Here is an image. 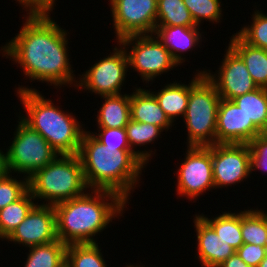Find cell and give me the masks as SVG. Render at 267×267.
<instances>
[{
	"instance_id": "8d00e7d4",
	"label": "cell",
	"mask_w": 267,
	"mask_h": 267,
	"mask_svg": "<svg viewBox=\"0 0 267 267\" xmlns=\"http://www.w3.org/2000/svg\"><path fill=\"white\" fill-rule=\"evenodd\" d=\"M218 267H251L247 265L237 253L231 255L226 261H224Z\"/></svg>"
},
{
	"instance_id": "f1b7e54d",
	"label": "cell",
	"mask_w": 267,
	"mask_h": 267,
	"mask_svg": "<svg viewBox=\"0 0 267 267\" xmlns=\"http://www.w3.org/2000/svg\"><path fill=\"white\" fill-rule=\"evenodd\" d=\"M98 243L69 244L66 249L67 267H107Z\"/></svg>"
},
{
	"instance_id": "484cf974",
	"label": "cell",
	"mask_w": 267,
	"mask_h": 267,
	"mask_svg": "<svg viewBox=\"0 0 267 267\" xmlns=\"http://www.w3.org/2000/svg\"><path fill=\"white\" fill-rule=\"evenodd\" d=\"M156 26L199 27L183 0H157Z\"/></svg>"
},
{
	"instance_id": "44dd1931",
	"label": "cell",
	"mask_w": 267,
	"mask_h": 267,
	"mask_svg": "<svg viewBox=\"0 0 267 267\" xmlns=\"http://www.w3.org/2000/svg\"><path fill=\"white\" fill-rule=\"evenodd\" d=\"M190 92V83L188 85L178 82L170 83L164 86L158 92H151L157 99L160 108L165 112L169 120L174 123L176 117H184ZM155 93V94H154Z\"/></svg>"
},
{
	"instance_id": "d590c367",
	"label": "cell",
	"mask_w": 267,
	"mask_h": 267,
	"mask_svg": "<svg viewBox=\"0 0 267 267\" xmlns=\"http://www.w3.org/2000/svg\"><path fill=\"white\" fill-rule=\"evenodd\" d=\"M28 13H50L55 0H17Z\"/></svg>"
},
{
	"instance_id": "d6a6232c",
	"label": "cell",
	"mask_w": 267,
	"mask_h": 267,
	"mask_svg": "<svg viewBox=\"0 0 267 267\" xmlns=\"http://www.w3.org/2000/svg\"><path fill=\"white\" fill-rule=\"evenodd\" d=\"M98 132H92V135L103 145L118 150H131L125 128H99Z\"/></svg>"
},
{
	"instance_id": "d6986e66",
	"label": "cell",
	"mask_w": 267,
	"mask_h": 267,
	"mask_svg": "<svg viewBox=\"0 0 267 267\" xmlns=\"http://www.w3.org/2000/svg\"><path fill=\"white\" fill-rule=\"evenodd\" d=\"M231 37L229 46L245 62L253 81L258 87L267 88V50L250 46L236 33Z\"/></svg>"
},
{
	"instance_id": "9c48e42d",
	"label": "cell",
	"mask_w": 267,
	"mask_h": 267,
	"mask_svg": "<svg viewBox=\"0 0 267 267\" xmlns=\"http://www.w3.org/2000/svg\"><path fill=\"white\" fill-rule=\"evenodd\" d=\"M113 53L100 59L83 73L76 87L86 89L99 96L119 95L129 68L126 49L119 44Z\"/></svg>"
},
{
	"instance_id": "4dcf8cb0",
	"label": "cell",
	"mask_w": 267,
	"mask_h": 267,
	"mask_svg": "<svg viewBox=\"0 0 267 267\" xmlns=\"http://www.w3.org/2000/svg\"><path fill=\"white\" fill-rule=\"evenodd\" d=\"M197 26L202 20L219 22L222 17L220 0H183Z\"/></svg>"
},
{
	"instance_id": "e0dca14e",
	"label": "cell",
	"mask_w": 267,
	"mask_h": 267,
	"mask_svg": "<svg viewBox=\"0 0 267 267\" xmlns=\"http://www.w3.org/2000/svg\"><path fill=\"white\" fill-rule=\"evenodd\" d=\"M170 52L173 59L181 65L185 62L183 52L191 50L202 41L199 27L156 26L153 33ZM182 53V54H181Z\"/></svg>"
},
{
	"instance_id": "f35d334b",
	"label": "cell",
	"mask_w": 267,
	"mask_h": 267,
	"mask_svg": "<svg viewBox=\"0 0 267 267\" xmlns=\"http://www.w3.org/2000/svg\"><path fill=\"white\" fill-rule=\"evenodd\" d=\"M260 136L267 141V125L261 130Z\"/></svg>"
},
{
	"instance_id": "83f0119b",
	"label": "cell",
	"mask_w": 267,
	"mask_h": 267,
	"mask_svg": "<svg viewBox=\"0 0 267 267\" xmlns=\"http://www.w3.org/2000/svg\"><path fill=\"white\" fill-rule=\"evenodd\" d=\"M241 232L245 244L267 247V219L258 208L241 211Z\"/></svg>"
},
{
	"instance_id": "277c9868",
	"label": "cell",
	"mask_w": 267,
	"mask_h": 267,
	"mask_svg": "<svg viewBox=\"0 0 267 267\" xmlns=\"http://www.w3.org/2000/svg\"><path fill=\"white\" fill-rule=\"evenodd\" d=\"M19 87L16 93L26 111V117L19 118L40 133L59 155L78 154L85 129L74 115L56 107L37 89Z\"/></svg>"
},
{
	"instance_id": "7a4b0ae2",
	"label": "cell",
	"mask_w": 267,
	"mask_h": 267,
	"mask_svg": "<svg viewBox=\"0 0 267 267\" xmlns=\"http://www.w3.org/2000/svg\"><path fill=\"white\" fill-rule=\"evenodd\" d=\"M78 156L88 189L112 191L127 202L146 165L134 151L107 147L86 130Z\"/></svg>"
},
{
	"instance_id": "7402d4cb",
	"label": "cell",
	"mask_w": 267,
	"mask_h": 267,
	"mask_svg": "<svg viewBox=\"0 0 267 267\" xmlns=\"http://www.w3.org/2000/svg\"><path fill=\"white\" fill-rule=\"evenodd\" d=\"M24 267H65L67 245L60 240L29 247Z\"/></svg>"
},
{
	"instance_id": "3957f363",
	"label": "cell",
	"mask_w": 267,
	"mask_h": 267,
	"mask_svg": "<svg viewBox=\"0 0 267 267\" xmlns=\"http://www.w3.org/2000/svg\"><path fill=\"white\" fill-rule=\"evenodd\" d=\"M91 193L54 205L57 239L66 245L96 243L93 237L122 216L129 203L112 191L93 189Z\"/></svg>"
},
{
	"instance_id": "8992f818",
	"label": "cell",
	"mask_w": 267,
	"mask_h": 267,
	"mask_svg": "<svg viewBox=\"0 0 267 267\" xmlns=\"http://www.w3.org/2000/svg\"><path fill=\"white\" fill-rule=\"evenodd\" d=\"M190 82L184 119L188 146L209 147L216 144L217 113L221 97L215 86L199 70Z\"/></svg>"
},
{
	"instance_id": "ffe728a7",
	"label": "cell",
	"mask_w": 267,
	"mask_h": 267,
	"mask_svg": "<svg viewBox=\"0 0 267 267\" xmlns=\"http://www.w3.org/2000/svg\"><path fill=\"white\" fill-rule=\"evenodd\" d=\"M104 103L97 115L98 128H125L131 119L130 95L100 96Z\"/></svg>"
},
{
	"instance_id": "74e56055",
	"label": "cell",
	"mask_w": 267,
	"mask_h": 267,
	"mask_svg": "<svg viewBox=\"0 0 267 267\" xmlns=\"http://www.w3.org/2000/svg\"><path fill=\"white\" fill-rule=\"evenodd\" d=\"M9 173L7 165V153L0 150V178Z\"/></svg>"
},
{
	"instance_id": "1f68e13d",
	"label": "cell",
	"mask_w": 267,
	"mask_h": 267,
	"mask_svg": "<svg viewBox=\"0 0 267 267\" xmlns=\"http://www.w3.org/2000/svg\"><path fill=\"white\" fill-rule=\"evenodd\" d=\"M28 178L17 180L10 173L0 178V209L20 199L27 191Z\"/></svg>"
},
{
	"instance_id": "e575fe53",
	"label": "cell",
	"mask_w": 267,
	"mask_h": 267,
	"mask_svg": "<svg viewBox=\"0 0 267 267\" xmlns=\"http://www.w3.org/2000/svg\"><path fill=\"white\" fill-rule=\"evenodd\" d=\"M238 256L249 266L258 267L267 255V247L253 244H243L236 250Z\"/></svg>"
},
{
	"instance_id": "8fae6325",
	"label": "cell",
	"mask_w": 267,
	"mask_h": 267,
	"mask_svg": "<svg viewBox=\"0 0 267 267\" xmlns=\"http://www.w3.org/2000/svg\"><path fill=\"white\" fill-rule=\"evenodd\" d=\"M116 40L130 35L153 34L157 0H110Z\"/></svg>"
},
{
	"instance_id": "d4e9b609",
	"label": "cell",
	"mask_w": 267,
	"mask_h": 267,
	"mask_svg": "<svg viewBox=\"0 0 267 267\" xmlns=\"http://www.w3.org/2000/svg\"><path fill=\"white\" fill-rule=\"evenodd\" d=\"M233 101L242 108L248 121H252L260 131L267 125V88L259 87Z\"/></svg>"
},
{
	"instance_id": "2e32d148",
	"label": "cell",
	"mask_w": 267,
	"mask_h": 267,
	"mask_svg": "<svg viewBox=\"0 0 267 267\" xmlns=\"http://www.w3.org/2000/svg\"><path fill=\"white\" fill-rule=\"evenodd\" d=\"M195 216L193 221L197 234V258L203 267H218L235 254L236 250L223 241L199 214Z\"/></svg>"
},
{
	"instance_id": "4316f807",
	"label": "cell",
	"mask_w": 267,
	"mask_h": 267,
	"mask_svg": "<svg viewBox=\"0 0 267 267\" xmlns=\"http://www.w3.org/2000/svg\"><path fill=\"white\" fill-rule=\"evenodd\" d=\"M125 130L131 150L134 151L145 164H147L153 151H135L133 148H135L134 146H144L153 142L155 139L157 140V137H160L163 129L157 125L136 122L130 119L125 126Z\"/></svg>"
},
{
	"instance_id": "603a6c76",
	"label": "cell",
	"mask_w": 267,
	"mask_h": 267,
	"mask_svg": "<svg viewBox=\"0 0 267 267\" xmlns=\"http://www.w3.org/2000/svg\"><path fill=\"white\" fill-rule=\"evenodd\" d=\"M33 200V201H32ZM28 190L20 199L0 209V239H6L36 205Z\"/></svg>"
},
{
	"instance_id": "b9f144b4",
	"label": "cell",
	"mask_w": 267,
	"mask_h": 267,
	"mask_svg": "<svg viewBox=\"0 0 267 267\" xmlns=\"http://www.w3.org/2000/svg\"><path fill=\"white\" fill-rule=\"evenodd\" d=\"M126 266H127V267H138L137 265L134 266V265H131V264H130L129 266H128V265H126ZM139 267H140V266H139ZM142 267H143V266H142Z\"/></svg>"
},
{
	"instance_id": "cb8c5ba5",
	"label": "cell",
	"mask_w": 267,
	"mask_h": 267,
	"mask_svg": "<svg viewBox=\"0 0 267 267\" xmlns=\"http://www.w3.org/2000/svg\"><path fill=\"white\" fill-rule=\"evenodd\" d=\"M216 232V234L227 244L231 245L235 250L239 249L243 244L241 232V211L240 213L223 212L215 218L200 215Z\"/></svg>"
},
{
	"instance_id": "836d02e7",
	"label": "cell",
	"mask_w": 267,
	"mask_h": 267,
	"mask_svg": "<svg viewBox=\"0 0 267 267\" xmlns=\"http://www.w3.org/2000/svg\"><path fill=\"white\" fill-rule=\"evenodd\" d=\"M250 147L251 171L264 170L267 173V141L260 135L248 143Z\"/></svg>"
},
{
	"instance_id": "5bb4252c",
	"label": "cell",
	"mask_w": 267,
	"mask_h": 267,
	"mask_svg": "<svg viewBox=\"0 0 267 267\" xmlns=\"http://www.w3.org/2000/svg\"><path fill=\"white\" fill-rule=\"evenodd\" d=\"M5 240L23 244L26 247L48 244L57 240L54 206L37 203Z\"/></svg>"
},
{
	"instance_id": "4fadbf2b",
	"label": "cell",
	"mask_w": 267,
	"mask_h": 267,
	"mask_svg": "<svg viewBox=\"0 0 267 267\" xmlns=\"http://www.w3.org/2000/svg\"><path fill=\"white\" fill-rule=\"evenodd\" d=\"M218 75L203 70L205 77L215 86L222 99L233 100L259 88L251 78L245 62L228 45Z\"/></svg>"
},
{
	"instance_id": "ab89813d",
	"label": "cell",
	"mask_w": 267,
	"mask_h": 267,
	"mask_svg": "<svg viewBox=\"0 0 267 267\" xmlns=\"http://www.w3.org/2000/svg\"><path fill=\"white\" fill-rule=\"evenodd\" d=\"M258 267H267V255H266L265 258L260 262V264L258 265Z\"/></svg>"
},
{
	"instance_id": "ba28073f",
	"label": "cell",
	"mask_w": 267,
	"mask_h": 267,
	"mask_svg": "<svg viewBox=\"0 0 267 267\" xmlns=\"http://www.w3.org/2000/svg\"><path fill=\"white\" fill-rule=\"evenodd\" d=\"M117 42L127 50L129 67L137 71L142 80L148 84L157 76L178 66L170 52L154 34L130 35ZM128 46L132 47L130 51Z\"/></svg>"
},
{
	"instance_id": "60d3db41",
	"label": "cell",
	"mask_w": 267,
	"mask_h": 267,
	"mask_svg": "<svg viewBox=\"0 0 267 267\" xmlns=\"http://www.w3.org/2000/svg\"><path fill=\"white\" fill-rule=\"evenodd\" d=\"M261 212L263 213V215L266 217V219H267V212H265L264 210L262 211L261 210ZM265 212V213H264Z\"/></svg>"
},
{
	"instance_id": "30bf717a",
	"label": "cell",
	"mask_w": 267,
	"mask_h": 267,
	"mask_svg": "<svg viewBox=\"0 0 267 267\" xmlns=\"http://www.w3.org/2000/svg\"><path fill=\"white\" fill-rule=\"evenodd\" d=\"M184 162L177 169V194L196 199L206 190L215 188L212 166V146H188Z\"/></svg>"
},
{
	"instance_id": "9a60e30c",
	"label": "cell",
	"mask_w": 267,
	"mask_h": 267,
	"mask_svg": "<svg viewBox=\"0 0 267 267\" xmlns=\"http://www.w3.org/2000/svg\"><path fill=\"white\" fill-rule=\"evenodd\" d=\"M260 130L248 121L242 108L233 100L220 99L217 124L216 143L248 144Z\"/></svg>"
},
{
	"instance_id": "6da1fadb",
	"label": "cell",
	"mask_w": 267,
	"mask_h": 267,
	"mask_svg": "<svg viewBox=\"0 0 267 267\" xmlns=\"http://www.w3.org/2000/svg\"><path fill=\"white\" fill-rule=\"evenodd\" d=\"M27 15L18 34L2 47L3 57L19 64L31 81L58 87L74 83L76 87L78 81L68 58L66 30L49 17L50 13Z\"/></svg>"
},
{
	"instance_id": "5b68a950",
	"label": "cell",
	"mask_w": 267,
	"mask_h": 267,
	"mask_svg": "<svg viewBox=\"0 0 267 267\" xmlns=\"http://www.w3.org/2000/svg\"><path fill=\"white\" fill-rule=\"evenodd\" d=\"M28 188L35 199L48 202L43 205L54 206L83 195L88 187L78 154L58 155L28 178Z\"/></svg>"
},
{
	"instance_id": "7c38bea8",
	"label": "cell",
	"mask_w": 267,
	"mask_h": 267,
	"mask_svg": "<svg viewBox=\"0 0 267 267\" xmlns=\"http://www.w3.org/2000/svg\"><path fill=\"white\" fill-rule=\"evenodd\" d=\"M212 166L215 189L240 183L252 173L249 145L214 144L212 146Z\"/></svg>"
},
{
	"instance_id": "ac0fdd59",
	"label": "cell",
	"mask_w": 267,
	"mask_h": 267,
	"mask_svg": "<svg viewBox=\"0 0 267 267\" xmlns=\"http://www.w3.org/2000/svg\"><path fill=\"white\" fill-rule=\"evenodd\" d=\"M134 91L130 94V115L132 120L157 125L163 130H168L170 129L169 127L173 126L150 90L139 87L135 88Z\"/></svg>"
},
{
	"instance_id": "f546056e",
	"label": "cell",
	"mask_w": 267,
	"mask_h": 267,
	"mask_svg": "<svg viewBox=\"0 0 267 267\" xmlns=\"http://www.w3.org/2000/svg\"><path fill=\"white\" fill-rule=\"evenodd\" d=\"M251 19V26H244L236 34L250 46L267 50V14L256 10Z\"/></svg>"
},
{
	"instance_id": "52a82bcc",
	"label": "cell",
	"mask_w": 267,
	"mask_h": 267,
	"mask_svg": "<svg viewBox=\"0 0 267 267\" xmlns=\"http://www.w3.org/2000/svg\"><path fill=\"white\" fill-rule=\"evenodd\" d=\"M11 145L6 149L9 173L24 174L29 178L35 171L44 168L59 154L45 138L28 126L21 118Z\"/></svg>"
}]
</instances>
